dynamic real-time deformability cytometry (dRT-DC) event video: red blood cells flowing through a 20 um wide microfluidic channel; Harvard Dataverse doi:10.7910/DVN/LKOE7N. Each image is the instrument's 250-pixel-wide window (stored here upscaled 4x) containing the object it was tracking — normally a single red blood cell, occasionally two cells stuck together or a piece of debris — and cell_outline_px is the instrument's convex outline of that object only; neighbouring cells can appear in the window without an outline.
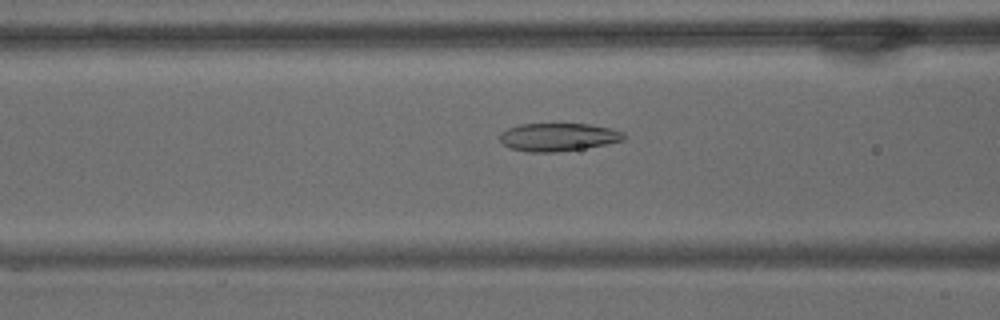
{"species": "common noctule bat (a hibernating species)", "species_latin": "Nyctalus noctula", "temperature_condition": "warm", "stored_images_in_passage": 58, "camera_frame_rate_fps": 3000, "um_per_image_px": 0.085, "animal": {"sex": "male", "body_mass_g": 15.6}, "frame": {"image": 1, "passage_image": 22, "time_ms": 7.0, "image_size_px": [1000, 320], "cell_outline_px": [[624, 140], [604, 144], [556, 152], [528, 152], [508, 148], [500, 140], [500, 132], [508, 128], [520, 124], [588, 124], [612, 128], [624, 132]], "centroid_in_image_um": [47.4, 11.64], "position_along_channel_um": 119.2, "area_um2": 20.11}}
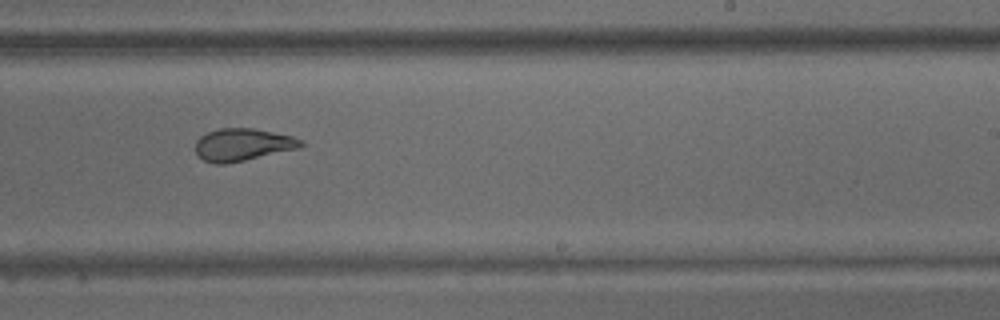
{"frame": {"image": 2, "passage_image": 35, "time_ms": 11.333, "image_size_px": [1000, 320], "cell_outline_px": [[304, 144], [296, 148], [244, 160], [224, 164], [216, 164], [204, 160], [196, 152], [196, 140], [200, 136], [208, 132], [220, 128], [252, 128], [292, 136], [304, 140]], "centroid_in_image_um": [20.6, 12.28], "position_along_channel_um": 268.4, "area_um2": 19.54}}
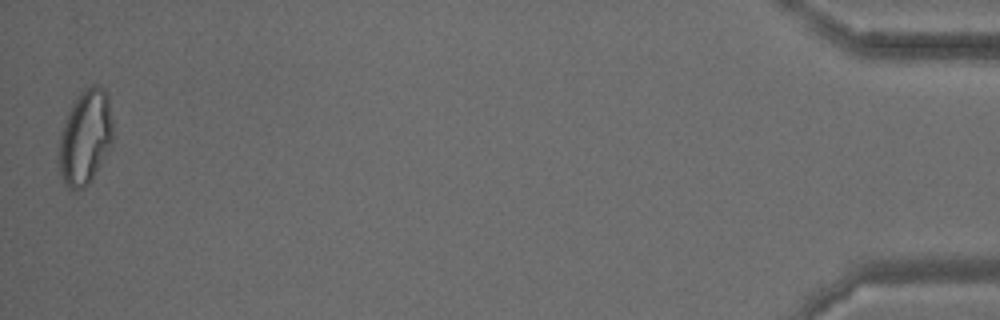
{"frame": {"image": 3, "passage_image": 57, "time_ms": 18.667, "image_size_px": [1000, 320], "cell_outline_px": [[112, 144], [92, 180], [84, 188], [72, 192], [64, 184], [60, 176], [56, 160], [56, 152], [60, 132], [68, 112], [72, 104], [80, 92], [92, 84], [96, 84], [104, 88], [108, 96], [112, 120]], "centroid_in_image_um": [7.2, 11.72], "position_along_channel_um": 428.0, "area_um2": 30.69}, "authors_computed_cell_mechanics": {"area_um2": 23.5824, "velocity_mm_per_s": 3.4501, "shape_relaxation_time_tau1_ms": null, "shape_relaxation_time_tau2_ms": 2.3332, "deformation_change_tau1": null, "deformation_change_tau2": 0.0841}}